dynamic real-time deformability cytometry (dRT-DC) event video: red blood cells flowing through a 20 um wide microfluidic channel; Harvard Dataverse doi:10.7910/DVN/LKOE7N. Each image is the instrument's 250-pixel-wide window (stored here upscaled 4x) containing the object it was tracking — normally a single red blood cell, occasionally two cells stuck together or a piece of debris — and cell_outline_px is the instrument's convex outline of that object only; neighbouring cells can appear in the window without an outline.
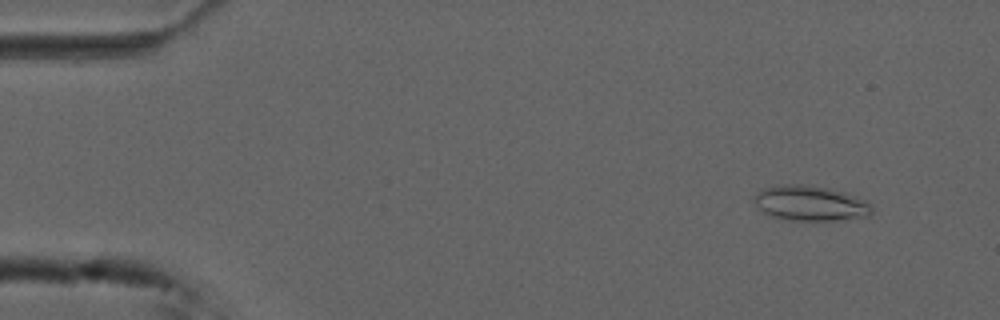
{"species": "common noctule bat (a hibernating species)", "species_latin": "Nyctalus noctula", "temperature_condition": "cold", "stored_images_in_passage": 54, "camera_frame_rate_fps": 3000, "um_per_image_px": 0.085, "animal": {"sex": "male", "forearm_length_mm": 52.5}, "frame": {"image": 1, "passage_image": 5, "time_ms": 1.333, "image_size_px": [1000, 320], "cell_outline_px": [[872, 212], [868, 216], [836, 220], [788, 220], [772, 216], [764, 212], [752, 200], [756, 192], [764, 188], [776, 184], [800, 184], [828, 188], [844, 192], [868, 200], [872, 204]], "centroid_in_image_um": [68.88, 17.26], "position_along_channel_um": 16.1, "area_um2": 24.22}}
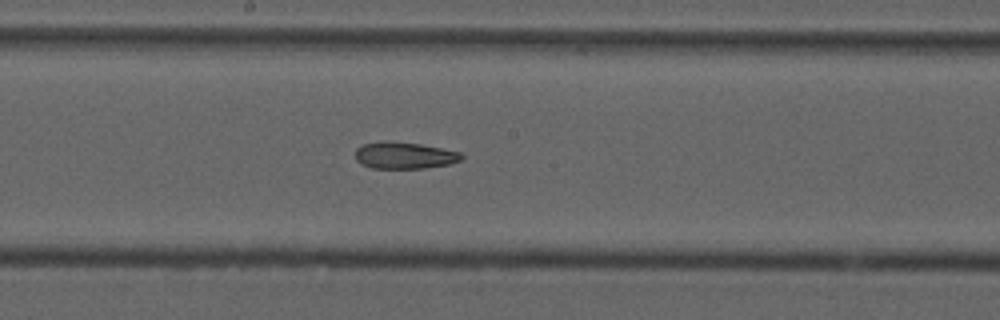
{"frame": {"image": 2, "passage_image": 29, "time_ms": 9.333, "image_size_px": [1000, 320], "cell_outline_px": [[464, 156], [460, 160], [448, 164], [424, 168], [372, 168], [360, 164], [356, 160], [356, 148], [364, 144], [380, 140], [388, 140], [420, 144], [460, 152]], "centroid_in_image_um": [34.32, 13.2], "position_along_channel_um": 213.9, "area_um2": 16.59}}
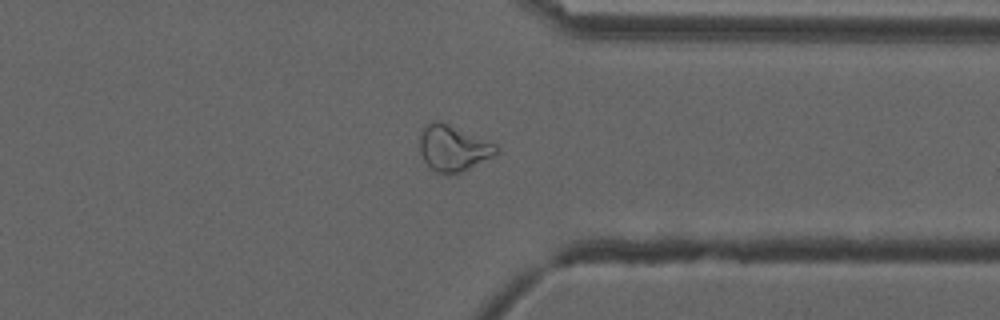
{"frame": {"image": 3, "passage_image": 42, "time_ms": 13.667, "image_size_px": [1000, 320], "cell_outline_px": [[500, 148], [492, 156], [456, 176], [448, 176], [436, 172], [424, 160], [420, 152], [420, 136], [424, 128], [428, 124], [436, 120], [448, 124], [496, 144]], "centroid_in_image_um": [38.52, 12.64], "position_along_channel_um": 372.9, "area_um2": 20.35}, "authors_computed_cell_mechanics": {"area_um2": 20.2011, "velocity_mm_per_s": 3.7413, "shape_relaxation_time_tau1_ms": null, "shape_relaxation_time_tau2_ms": 5.3272, "deformation_change_tau1": null, "deformation_change_tau2": 0.1313}}